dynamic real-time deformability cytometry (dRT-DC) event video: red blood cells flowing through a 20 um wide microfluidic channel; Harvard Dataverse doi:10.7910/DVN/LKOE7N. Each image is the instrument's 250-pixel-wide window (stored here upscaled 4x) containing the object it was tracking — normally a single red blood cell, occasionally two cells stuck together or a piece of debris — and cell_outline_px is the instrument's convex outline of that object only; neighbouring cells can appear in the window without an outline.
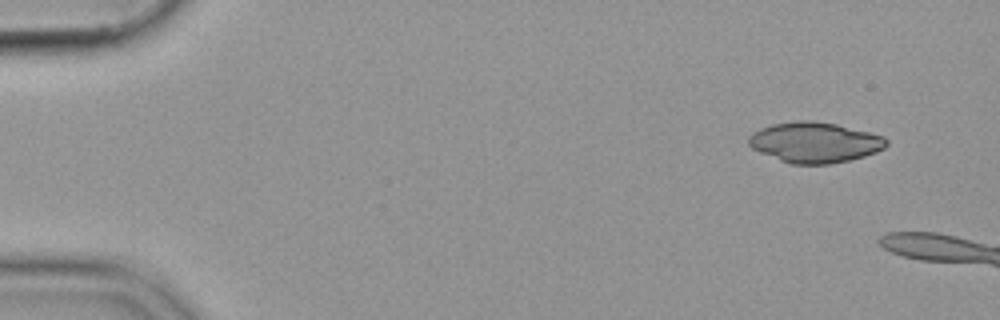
{"species": "common noctule bat (a hibernating species)", "species_latin": "Nyctalus noctula", "temperature_condition": "cold", "stored_images_in_passage": 11, "camera_frame_rate_fps": 3000, "um_per_image_px": 0.085, "animal": {"sex": "female", "body_mass_g": 19.9}, "frame": {"image": 1, "passage_image": 1, "time_ms": 0.0, "image_size_px": [1000, 320], "cell_outline_px": [[888, 144], [884, 148], [876, 152], [864, 156], [848, 160], [828, 164], [792, 164], [780, 160], [760, 152], [752, 148], [748, 144], [748, 136], [752, 132], [760, 128], [772, 124], [800, 120], [812, 120], [836, 124], [884, 136], [888, 140]], "centroid_in_image_um": [69.24, 12.09], "position_along_channel_um": 15.8, "area_um2": 32.43}}